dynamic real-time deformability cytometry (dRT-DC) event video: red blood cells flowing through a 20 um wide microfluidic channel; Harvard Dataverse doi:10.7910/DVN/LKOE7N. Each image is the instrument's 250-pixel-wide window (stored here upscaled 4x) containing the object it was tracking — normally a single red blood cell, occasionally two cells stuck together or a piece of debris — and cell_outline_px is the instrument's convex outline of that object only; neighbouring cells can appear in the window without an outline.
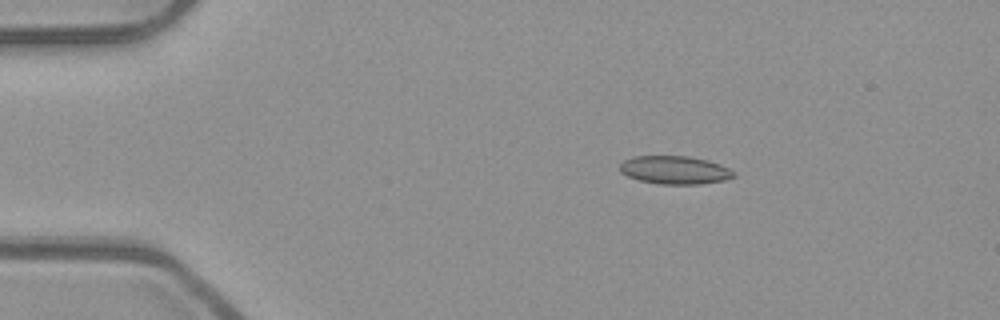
{"species": "common noctule bat (a hibernating species)", "species_latin": "Nyctalus noctula", "temperature_condition": "room temperature", "stored_images_in_passage": 44, "camera_frame_rate_fps": 3000, "um_per_image_px": 0.085, "animal": {"sex": "male", "body_mass_g": 23.1, "forearm_length_mm": 52.7}, "frame": {"image": 1, "passage_image": 1, "time_ms": 0.0, "image_size_px": [1000, 320], "cell_outline_px": [[736, 176], [724, 180], [700, 184], [660, 184], [640, 180], [628, 176], [620, 172], [620, 164], [624, 160], [632, 156], [688, 156], [708, 160], [720, 164], [736, 172]], "centroid_in_image_um": [57.37, 14.45], "position_along_channel_um": 27.6, "area_um2": 18.73}}
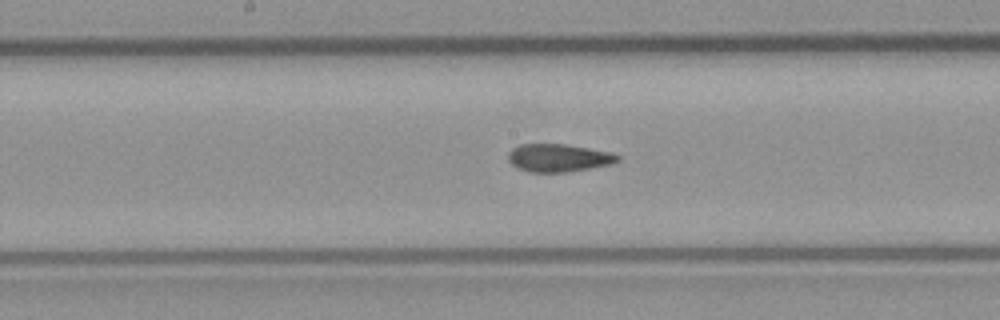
{"frame": {"image": 2, "passage_image": 19, "time_ms": 6.0, "image_size_px": [1000, 320], "cell_outline_px": [[620, 160], [612, 164], [568, 172], [528, 172], [516, 168], [508, 160], [508, 152], [512, 148], [520, 144], [564, 144], [612, 152], [620, 156]], "centroid_in_image_um": [47.47, 13.42], "position_along_channel_um": 200.7, "area_um2": 17.92}}
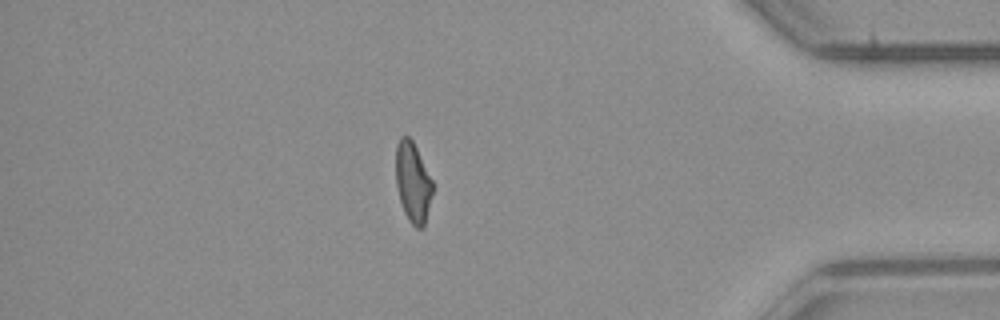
{"frame": {"image": 3, "passage_image": 37, "time_ms": 12.0, "image_size_px": [1000, 320], "cell_outline_px": [[432, 192], [424, 228], [416, 228], [408, 220], [404, 212], [400, 200], [396, 184], [396, 144], [400, 136], [408, 136], [412, 140], [432, 180]], "centroid_in_image_um": [35.07, 15.5], "position_along_channel_um": 400.1, "area_um2": 16.99}, "authors_computed_cell_mechanics": {"area_um2": 18.0914, "velocity_mm_per_s": 3.9614, "shape_relaxation_time_tau1_ms": 6.1303, "shape_relaxation_time_tau2_ms": 1.6621, "deformation_change_tau1": 0.1643, "deformation_change_tau2": 0.0822}}